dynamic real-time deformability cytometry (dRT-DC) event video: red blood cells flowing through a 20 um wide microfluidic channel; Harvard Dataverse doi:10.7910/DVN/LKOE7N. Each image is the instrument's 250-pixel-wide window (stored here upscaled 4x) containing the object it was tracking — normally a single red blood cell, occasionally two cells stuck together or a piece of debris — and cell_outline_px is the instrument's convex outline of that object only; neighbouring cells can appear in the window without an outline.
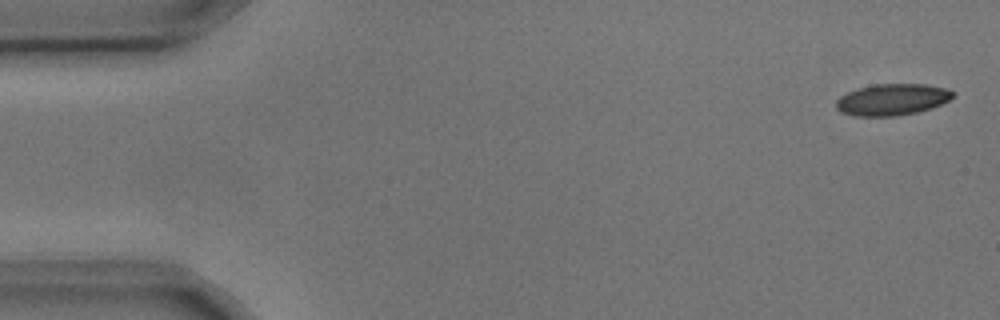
{"species": "common noctule bat (a hibernating species)", "species_latin": "Nyctalus noctula", "temperature_condition": "cold", "stored_images_in_passage": 4, "camera_frame_rate_fps": 3000, "um_per_image_px": 0.085, "animal": {"sex": "male", "body_mass_g": 17.9, "forearm_length_mm": 54.2}, "frame": {"image": 1, "passage_image": 1, "time_ms": 0.0, "image_size_px": [1000, 320], "cell_outline_px": [[956, 96], [932, 108], [916, 112], [896, 116], [852, 116], [840, 112], [836, 108], [836, 100], [840, 96], [848, 92], [872, 84], [928, 84], [948, 88], [956, 92]], "centroid_in_image_um": [75.86, 8.46], "position_along_channel_um": 9.1, "area_um2": 21.68}}
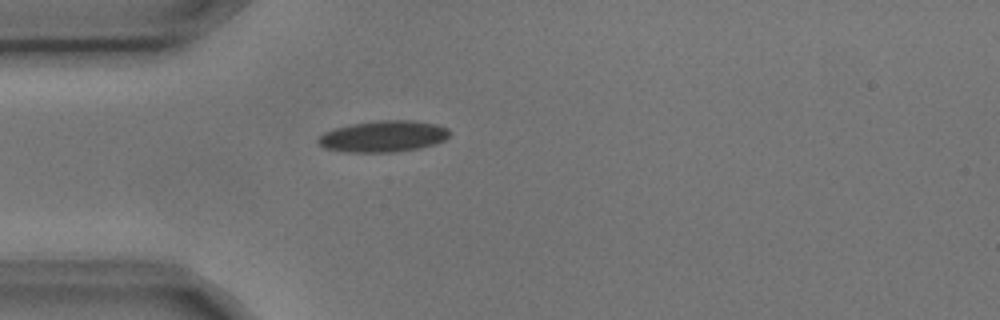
{"frame": {"image": 2, "passage_image": 4, "time_ms": 1.0, "image_size_px": [1000, 320], "cell_outline_px": [[452, 132], [444, 140], [436, 144], [420, 148], [396, 152], [344, 152], [324, 148], [316, 140], [324, 132], [336, 128], [352, 124], [380, 120], [412, 120], [436, 124], [448, 128]], "centroid_in_image_um": [32.61, 11.59], "position_along_channel_um": 52.4, "area_um2": 24.1}}